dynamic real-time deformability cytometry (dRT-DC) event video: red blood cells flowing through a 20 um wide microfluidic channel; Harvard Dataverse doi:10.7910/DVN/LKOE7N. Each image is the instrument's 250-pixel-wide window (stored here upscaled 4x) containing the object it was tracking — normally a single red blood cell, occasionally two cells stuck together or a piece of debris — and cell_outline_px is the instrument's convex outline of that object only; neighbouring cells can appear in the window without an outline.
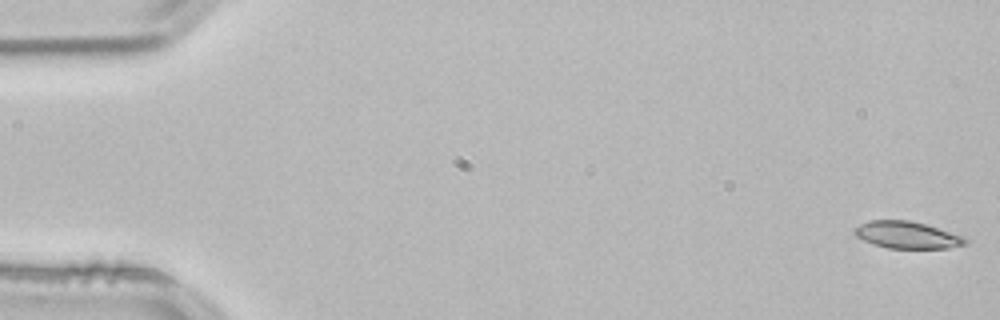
{"species": "common noctule bat (a hibernating species)", "species_latin": "Nyctalus noctula", "temperature_condition": "room temperature", "stored_images_in_passage": 54, "camera_frame_rate_fps": 3000, "um_per_image_px": 0.085, "animal": {"sex": "male", "body_mass_g": 21.5, "forearm_length_mm": 52.0}, "frame": {"image": 1, "passage_image": 1, "time_ms": 0.0, "image_size_px": [1000, 320], "cell_outline_px": [[968, 244], [948, 248], [888, 248], [872, 244], [856, 236], [852, 232], [860, 224], [868, 220], [908, 220], [924, 224], [964, 236], [968, 240]], "centroid_in_image_um": [77.1, 19.97], "position_along_channel_um": 7.9, "area_um2": 17.4}}
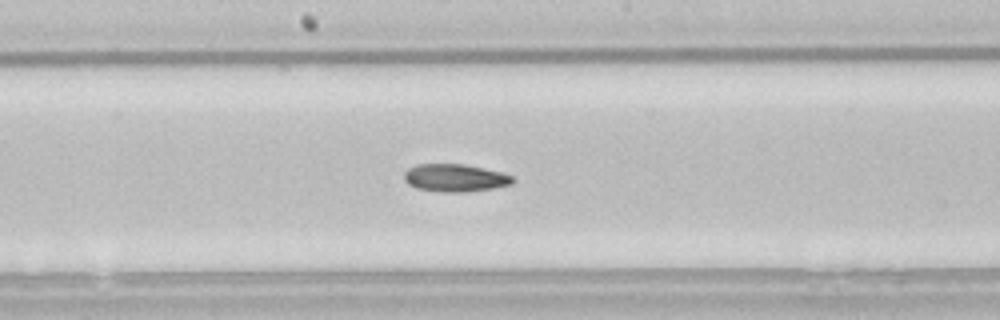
{"frame": {"image": 2, "passage_image": 28, "time_ms": 9.0, "image_size_px": [1000, 320], "cell_outline_px": [[516, 180], [512, 184], [492, 188], [468, 192], [444, 192], [416, 188], [408, 184], [404, 180], [404, 172], [408, 168], [416, 164], [464, 164], [500, 172], [512, 176]], "centroid_in_image_um": [38.66, 15.12], "position_along_channel_um": 209.5, "area_um2": 17.51}}
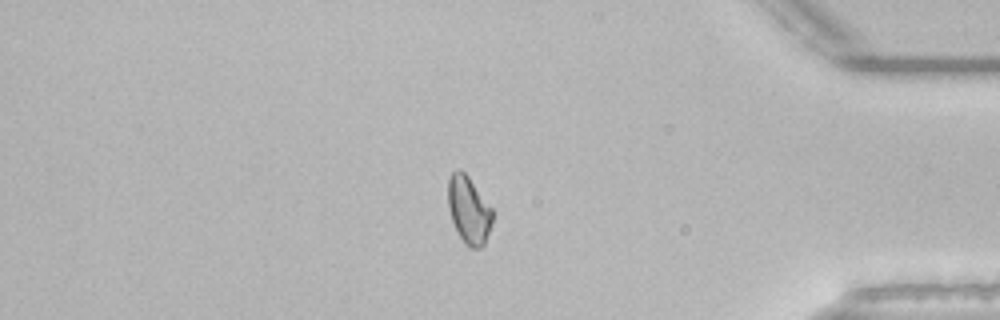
{"frame": {"image": 3, "passage_image": 45, "time_ms": 14.667, "image_size_px": [1000, 320], "cell_outline_px": [[492, 224], [484, 244], [480, 248], [468, 248], [464, 244], [452, 220], [448, 204], [448, 180], [452, 172], [460, 168], [468, 176], [492, 208]], "centroid_in_image_um": [39.85, 17.85], "position_along_channel_um": 395.4, "area_um2": 17.34}}